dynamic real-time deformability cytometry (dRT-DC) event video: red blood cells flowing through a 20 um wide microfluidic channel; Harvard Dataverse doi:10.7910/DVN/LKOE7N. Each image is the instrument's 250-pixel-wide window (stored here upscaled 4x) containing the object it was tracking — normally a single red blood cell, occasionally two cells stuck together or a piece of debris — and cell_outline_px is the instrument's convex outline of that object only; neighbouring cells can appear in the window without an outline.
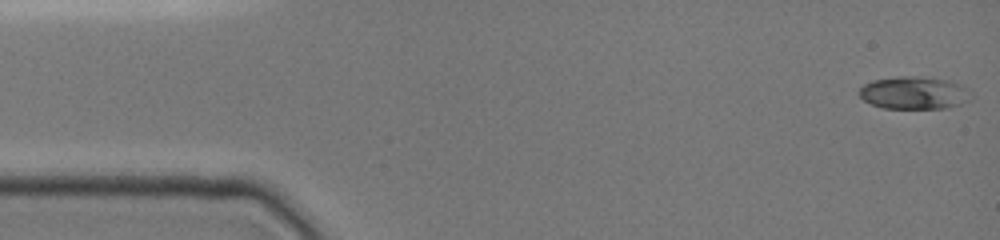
{"species": "common noctule bat (a hibernating species)", "species_latin": "Nyctalus noctula", "temperature_condition": "cold", "stored_images_in_passage": 38, "camera_frame_rate_fps": 3000, "um_per_image_px": 0.085, "animal": {"sex": "female", "body_mass_g": 19.0, "forearm_length_mm": 51.5}, "frame": {"image": 1, "passage_image": 1, "time_ms": 0.0, "image_size_px": [1000, 240], "cell_outline_px": [[972, 96], [968, 100], [960, 104], [948, 108], [884, 108], [872, 104], [864, 100], [860, 96], [860, 88], [864, 84], [872, 80], [896, 76], [916, 76], [948, 80], [960, 84], [968, 88]], "centroid_in_image_um": [77.71, 7.88], "position_along_channel_um": 7.3, "area_um2": 21.27}}
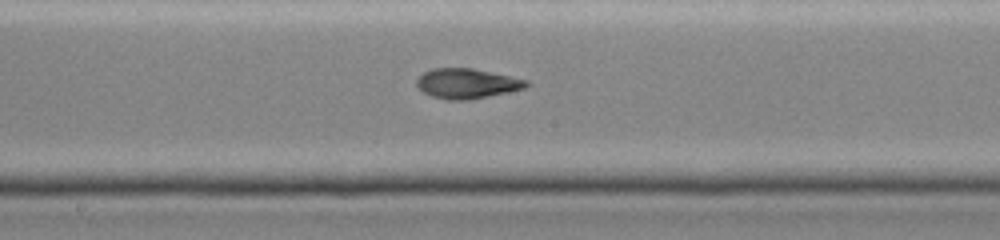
{"frame": {"image": 2, "passage_image": 15, "time_ms": 8.0, "image_size_px": [1000, 240], "cell_outline_px": [[532, 84], [524, 88], [508, 92], [468, 100], [448, 100], [432, 96], [424, 92], [416, 84], [416, 80], [424, 72], [432, 68], [472, 68], [528, 80]], "centroid_in_image_um": [39.7, 7.09], "position_along_channel_um": 208.5, "area_um2": 19.02}}
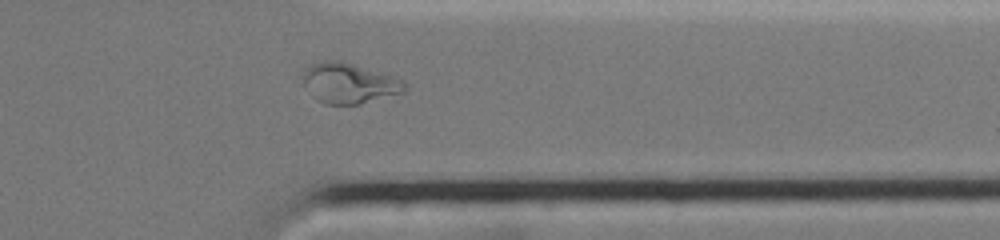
{"frame": {"image": 3, "passage_image": 28, "time_ms": 12.333, "image_size_px": [1000, 240], "cell_outline_px": [[408, 88], [404, 92], [360, 104], [324, 104], [316, 100], [312, 96], [304, 84], [300, 76], [308, 64], [320, 60], [340, 60], [392, 76], [404, 80], [408, 84]], "centroid_in_image_um": [29.63, 7.06], "position_along_channel_um": 381.8, "area_um2": 24.28}, "authors_computed_cell_mechanics": {"area_um2": 19.7387, "velocity_mm_per_s": 3.9911, "shape_relaxation_time_tau1_ms": null, "shape_relaxation_time_tau2_ms": 1.8251, "deformation_change_tau1": null, "deformation_change_tau2": 0.0695}}